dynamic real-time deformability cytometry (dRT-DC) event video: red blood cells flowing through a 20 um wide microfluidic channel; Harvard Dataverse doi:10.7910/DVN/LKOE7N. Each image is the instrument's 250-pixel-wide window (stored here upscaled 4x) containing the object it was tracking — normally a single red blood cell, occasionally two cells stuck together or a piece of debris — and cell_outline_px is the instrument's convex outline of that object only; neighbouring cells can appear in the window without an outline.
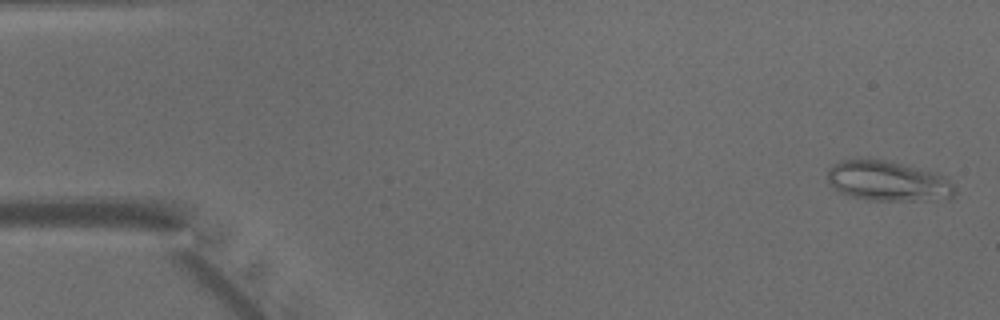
{"species": "common noctule bat (a hibernating species)", "species_latin": "Nyctalus noctula", "temperature_condition": "warm", "stored_images_in_passage": 48, "camera_frame_rate_fps": 3000, "um_per_image_px": 0.085, "animal": {"sex": "male", "body_mass_g": 15.6}, "frame": {"image": 1, "passage_image": 2, "time_ms": 0.333, "image_size_px": [1000, 320], "cell_outline_px": [[956, 192], [948, 200], [868, 200], [852, 196], [840, 192], [832, 188], [828, 184], [828, 168], [832, 164], [840, 160], [884, 160], [948, 176], [956, 188]], "centroid_in_image_um": [75.5, 15.41], "position_along_channel_um": 9.5, "area_um2": 29.77}}
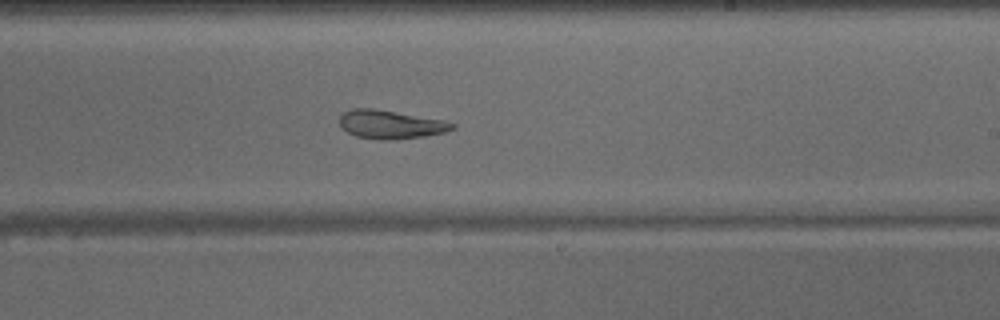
{"frame": {"image": 2, "passage_image": 29, "time_ms": 9.333, "image_size_px": [1000, 320], "cell_outline_px": [[456, 128], [444, 132], [424, 136], [392, 140], [380, 140], [356, 136], [340, 128], [340, 116], [344, 112], [352, 108], [372, 108], [444, 120], [456, 124]], "centroid_in_image_um": [33.19, 10.58], "position_along_channel_um": 255.8, "area_um2": 18.73}}
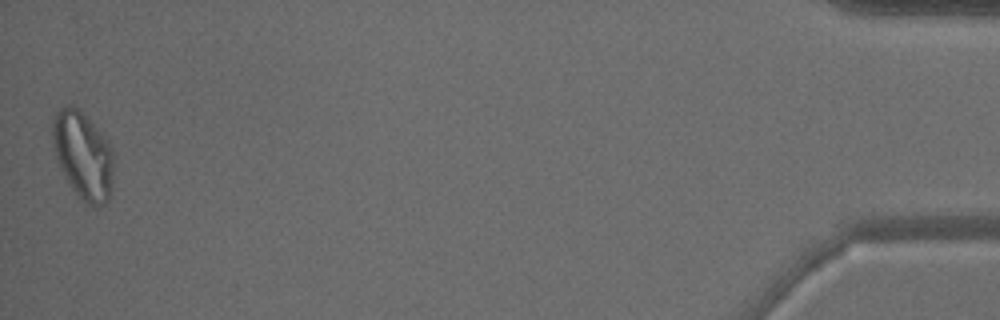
{"frame": {"image": 3, "passage_image": 48, "time_ms": 15.667, "image_size_px": [1000, 320], "cell_outline_px": [[112, 188], [108, 200], [104, 204], [96, 208], [84, 204], [80, 200], [68, 180], [56, 156], [52, 136], [52, 120], [56, 112], [60, 108], [68, 104], [72, 104], [80, 108], [104, 136], [112, 148]], "centroid_in_image_um": [7.07, 13.19], "position_along_channel_um": 428.1, "area_um2": 31.15}}